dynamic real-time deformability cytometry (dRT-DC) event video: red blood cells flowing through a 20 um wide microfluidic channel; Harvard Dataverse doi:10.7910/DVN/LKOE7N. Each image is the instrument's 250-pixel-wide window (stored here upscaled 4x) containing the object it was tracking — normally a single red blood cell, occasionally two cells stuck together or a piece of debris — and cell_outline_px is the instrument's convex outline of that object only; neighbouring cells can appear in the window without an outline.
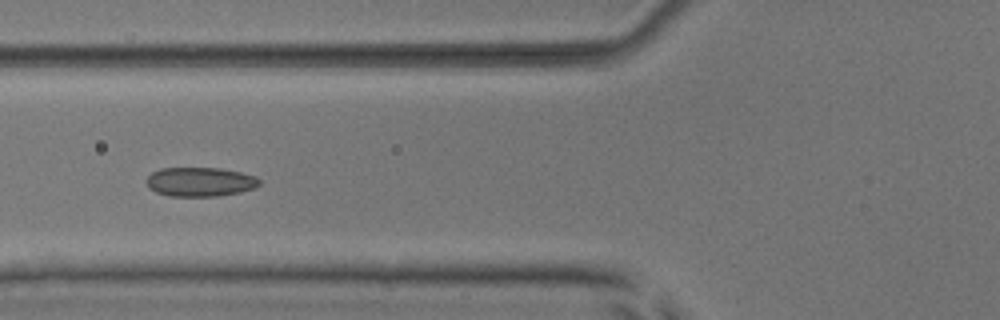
{"species": "common noctule bat (a hibernating species)", "species_latin": "Nyctalus noctula", "temperature_condition": "room temperature", "stored_images_in_passage": 7, "camera_frame_rate_fps": 3000, "um_per_image_px": 0.085, "animal": {"sex": "male", "body_mass_g": 17.9, "forearm_length_mm": 54.2}, "frame": {"image": 1, "passage_image": 5, "time_ms": 4.667, "image_size_px": [1000, 320], "cell_outline_px": [[260, 184], [256, 188], [240, 192], [216, 196], [168, 196], [156, 192], [148, 188], [148, 176], [152, 172], [160, 168], [220, 168], [240, 172], [256, 176], [260, 180]], "centroid_in_image_um": [17.03, 15.46], "position_along_channel_um": 108.8, "area_um2": 19.25}}
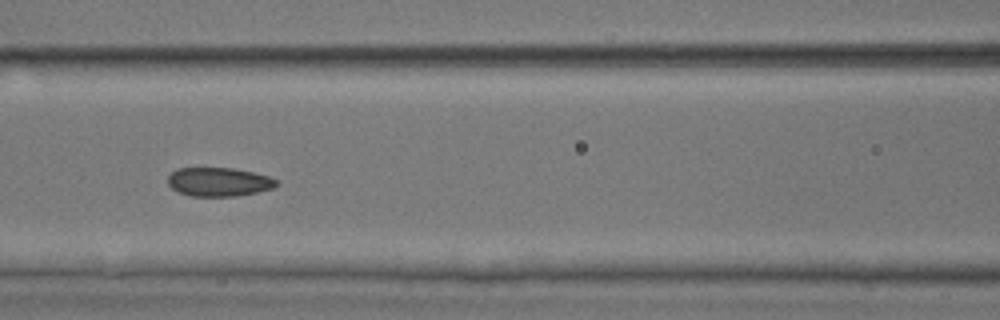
{"frame": {"image": 2, "passage_image": 6, "time_ms": 5.667, "image_size_px": [1000, 320], "cell_outline_px": [[276, 184], [272, 188], [256, 192], [236, 196], [192, 196], [180, 192], [172, 188], [168, 184], [168, 176], [176, 168], [232, 168], [252, 172], [268, 176], [276, 180]], "centroid_in_image_um": [18.56, 15.45], "position_along_channel_um": 148.0, "area_um2": 17.98}}
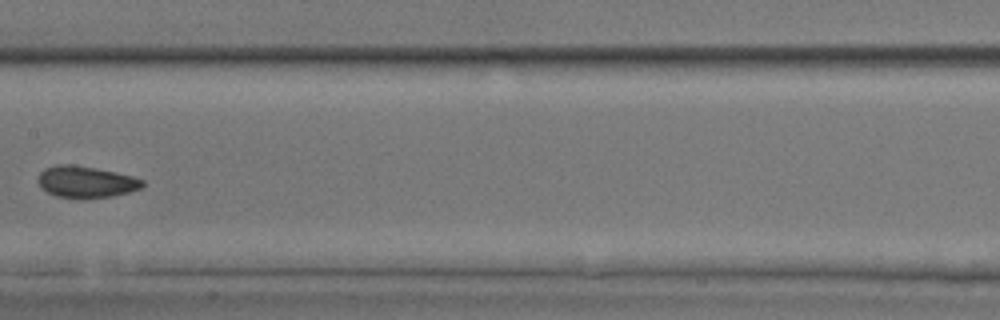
{"frame": {"image": 3, "passage_image": 7, "time_ms": 7.0, "image_size_px": [1000, 320], "cell_outline_px": [[144, 184], [140, 188], [128, 192], [112, 196], [56, 196], [40, 188], [36, 180], [40, 172], [44, 168], [56, 164], [72, 164], [96, 168], [116, 172], [132, 176], [144, 180]], "centroid_in_image_um": [7.26, 15.41], "position_along_channel_um": 200.1, "area_um2": 18.84}}